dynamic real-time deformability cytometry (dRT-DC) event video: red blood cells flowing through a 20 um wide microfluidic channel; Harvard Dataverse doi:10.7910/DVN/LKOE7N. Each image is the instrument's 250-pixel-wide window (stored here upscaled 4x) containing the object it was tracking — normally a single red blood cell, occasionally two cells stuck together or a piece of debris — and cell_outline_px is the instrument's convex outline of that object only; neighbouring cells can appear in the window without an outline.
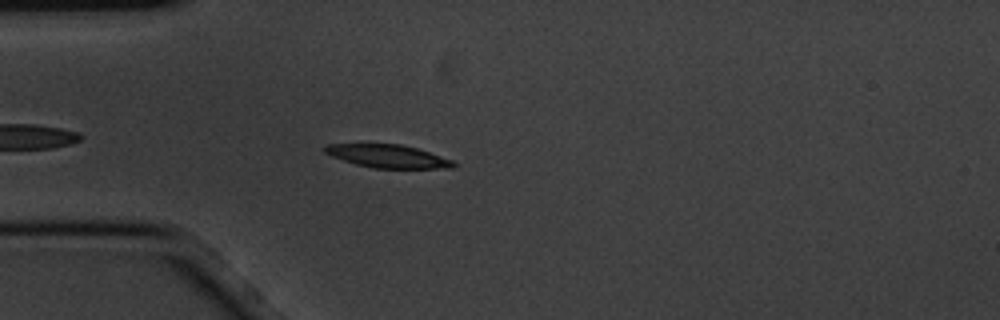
{"species": "common noctule bat (a hibernating species)", "species_latin": "Nyctalus noctula", "temperature_condition": "cold", "stored_images_in_passage": 3, "camera_frame_rate_fps": 3000, "um_per_image_px": 0.085, "animal": {"sex": "male", "body_mass_g": 20.1, "forearm_length_mm": 53.5}, "frame": {"image": 1, "passage_image": 3, "time_ms": 0.667, "image_size_px": [1000, 320], "cell_outline_px": [[456, 164], [452, 168], [372, 168], [356, 164], [332, 156], [324, 152], [320, 148], [328, 144], [400, 144], [416, 148], [452, 160]], "centroid_in_image_um": [32.92, 13.27], "position_along_channel_um": 52.1, "area_um2": 17.11}}